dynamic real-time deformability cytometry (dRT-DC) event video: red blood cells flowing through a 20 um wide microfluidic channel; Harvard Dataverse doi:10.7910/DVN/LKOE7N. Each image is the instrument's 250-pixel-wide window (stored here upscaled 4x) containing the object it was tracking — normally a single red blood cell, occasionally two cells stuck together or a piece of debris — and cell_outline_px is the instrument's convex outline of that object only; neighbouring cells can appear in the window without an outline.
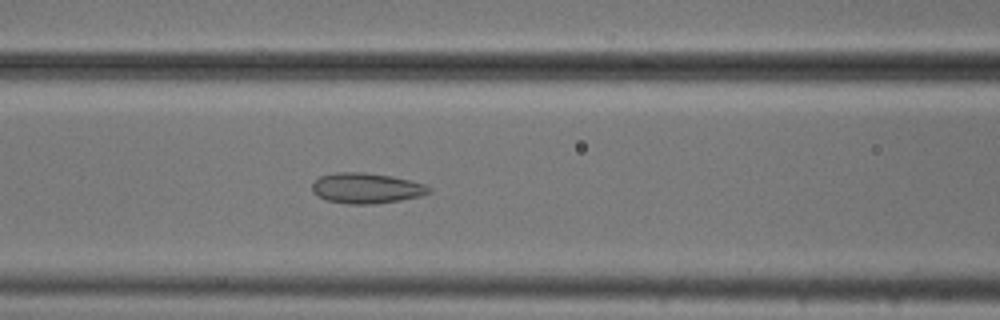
{"species": "common noctule bat (a hibernating species)", "species_latin": "Nyctalus noctula", "temperature_condition": "cold", "stored_images_in_passage": 46, "camera_frame_rate_fps": 3000, "um_per_image_px": 0.085, "animal": {"sex": "male", "body_mass_g": 20.5, "forearm_length_mm": 52.5}, "frame": {"image": 1, "passage_image": 21, "time_ms": 6.667, "image_size_px": [1000, 320], "cell_outline_px": [[432, 192], [420, 196], [400, 200], [372, 204], [348, 204], [328, 200], [312, 192], [312, 184], [320, 176], [336, 172], [364, 172], [392, 176], [424, 184]], "centroid_in_image_um": [31.13, 15.99], "position_along_channel_um": 135.5, "area_um2": 20.52}}
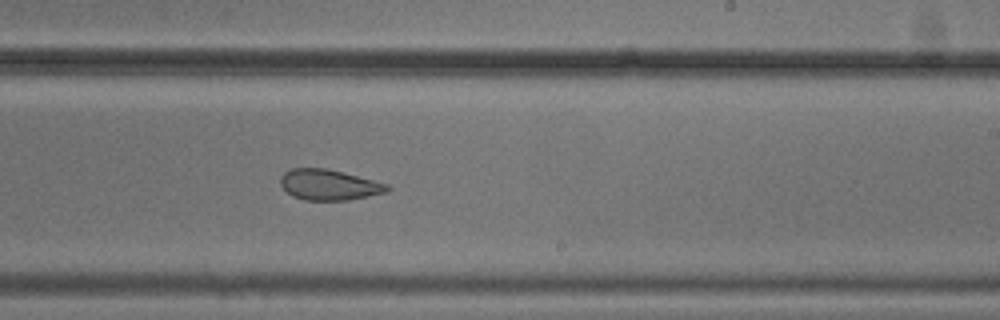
{"frame": {"image": 2, "passage_image": 31, "time_ms": 10.0, "image_size_px": [1000, 320], "cell_outline_px": [[392, 188], [388, 192], [348, 200], [304, 200], [292, 196], [280, 184], [280, 176], [284, 172], [292, 168], [328, 168], [388, 184]], "centroid_in_image_um": [27.97, 15.7], "position_along_channel_um": 261.0, "area_um2": 19.13}}
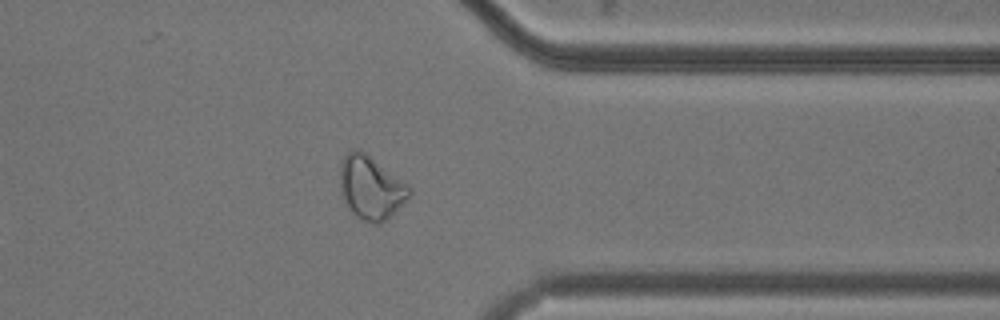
{"frame": {"image": 3, "passage_image": 41, "time_ms": 13.333, "image_size_px": [1000, 320], "cell_outline_px": [[412, 192], [408, 200], [380, 224], [372, 224], [356, 216], [348, 208], [340, 192], [340, 164], [344, 156], [352, 148], [356, 148], [364, 152], [408, 184], [412, 188]], "centroid_in_image_um": [31.52, 15.95], "position_along_channel_um": 379.9, "area_um2": 25.61}, "authors_computed_cell_mechanics": {"area_um2": 22.3975, "velocity_mm_per_s": 3.768, "shape_relaxation_time_tau1_ms": null, "shape_relaxation_time_tau2_ms": 2.4554, "deformation_change_tau1": null, "deformation_change_tau2": 0.0743}}